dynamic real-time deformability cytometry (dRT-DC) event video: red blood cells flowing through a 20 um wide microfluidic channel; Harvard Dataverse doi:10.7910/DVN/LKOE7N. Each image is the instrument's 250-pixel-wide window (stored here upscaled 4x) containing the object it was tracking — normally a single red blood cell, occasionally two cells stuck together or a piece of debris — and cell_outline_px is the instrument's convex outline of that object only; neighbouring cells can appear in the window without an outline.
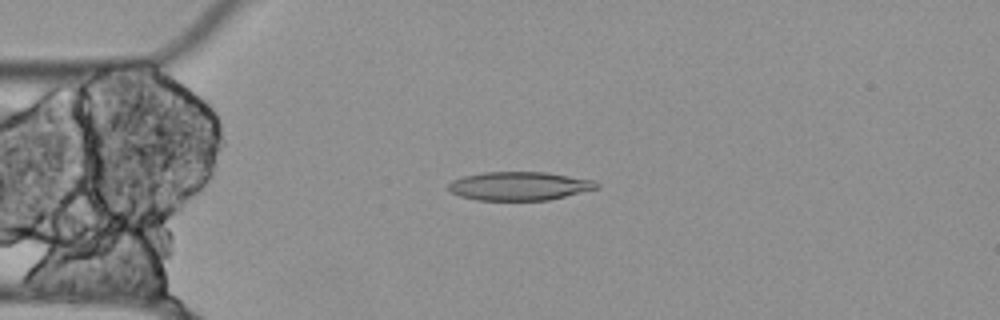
{"species": "Egyptian fruit bat (a non-hibernating species)", "species_latin": "Rousettus aegyptiacus", "temperature_condition": "cold", "stored_images_in_passage": 55, "camera_frame_rate_fps": 3000, "um_per_image_px": 0.085, "animal": {"sex": "female"}, "frame": {"image": 1, "passage_image": 13, "time_ms": 4.0, "image_size_px": [1000, 320], "cell_outline_px": [[600, 188], [548, 200], [476, 200], [460, 196], [452, 192], [448, 188], [448, 184], [452, 180], [464, 176], [484, 172], [544, 172], [592, 180], [600, 184]], "centroid_in_image_um": [44.14, 15.81], "position_along_channel_um": 40.9, "area_um2": 24.57}}
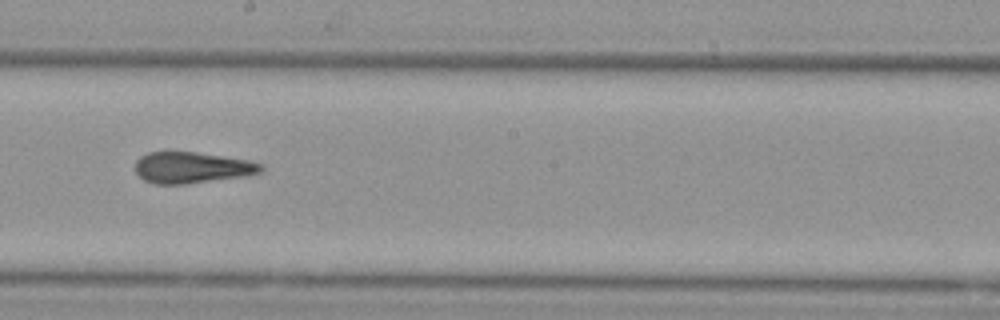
{"frame": {"image": 2, "passage_image": 30, "time_ms": 9.667, "image_size_px": [1000, 320], "cell_outline_px": [[264, 172], [248, 176], [184, 184], [156, 184], [144, 180], [136, 172], [136, 160], [140, 156], [148, 152], [196, 152], [252, 160], [264, 164]], "centroid_in_image_um": [16.4, 14.24], "position_along_channel_um": 231.8, "area_um2": 23.18}}
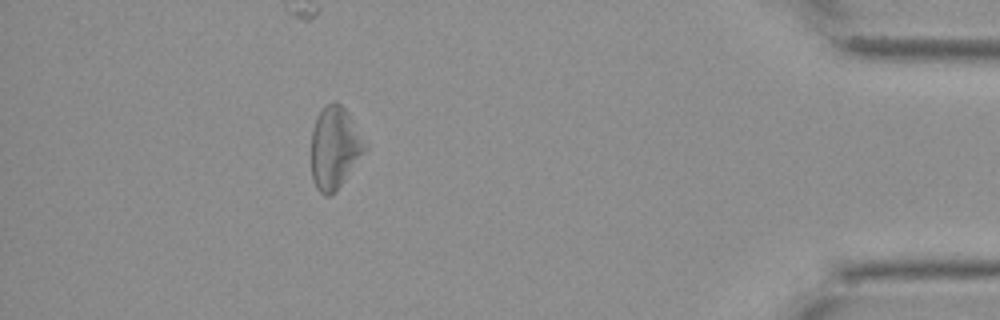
{"frame": {"image": 3, "passage_image": 49, "time_ms": 16.0, "image_size_px": [1000, 320], "cell_outline_px": [[368, 148], [336, 192], [328, 196], [324, 196], [316, 188], [312, 180], [312, 128], [316, 116], [324, 104], [332, 100], [336, 100], [348, 112], [368, 144]], "centroid_in_image_um": [28.46, 12.53], "position_along_channel_um": 406.7, "area_um2": 26.24}, "authors_computed_cell_mechanics": {"area_um2": 24.4494, "velocity_mm_per_s": 3.5505, "shape_relaxation_time_tau1_ms": null, "shape_relaxation_time_tau2_ms": 4.4621, "deformation_change_tau1": null, "deformation_change_tau2": 0.1796}}